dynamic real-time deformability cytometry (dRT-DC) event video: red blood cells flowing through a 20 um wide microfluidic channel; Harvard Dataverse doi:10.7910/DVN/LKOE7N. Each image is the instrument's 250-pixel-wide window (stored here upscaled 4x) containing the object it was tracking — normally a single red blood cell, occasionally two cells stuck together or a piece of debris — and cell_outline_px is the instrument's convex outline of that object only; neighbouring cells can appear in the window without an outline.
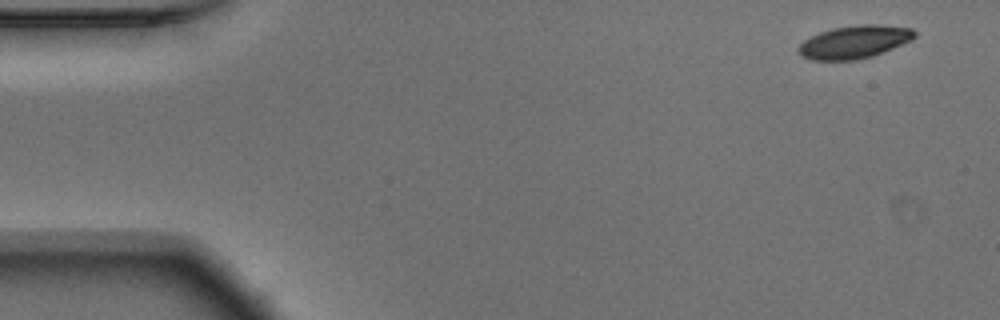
{"species": "Egyptian fruit bat (a non-hibernating species)", "species_latin": "Rousettus aegyptiacus", "temperature_condition": "warm", "stored_images_in_passage": 52, "camera_frame_rate_fps": 3000, "um_per_image_px": 0.085, "animal": {"sex": "male"}, "frame": {"image": 1, "passage_image": 1, "time_ms": 0.0, "image_size_px": [1000, 320], "cell_outline_px": [[916, 36], [912, 40], [872, 56], [856, 60], [812, 60], [800, 56], [796, 48], [804, 40], [820, 32], [832, 28], [856, 24], [880, 24], [912, 28], [916, 32]], "centroid_in_image_um": [72.61, 3.56], "position_along_channel_um": 12.4, "area_um2": 22.43}}
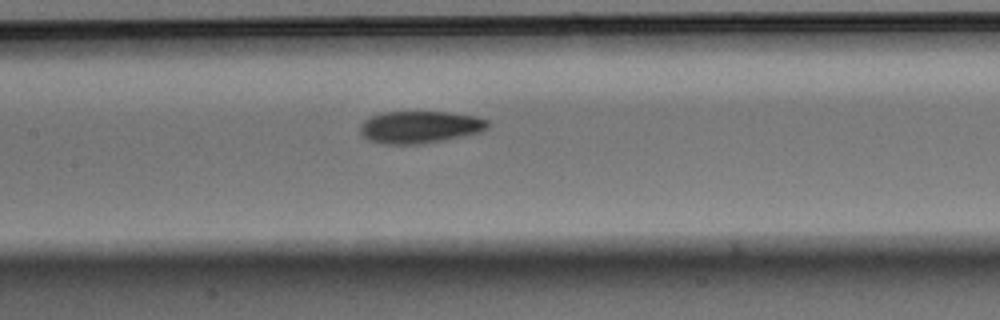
{"frame": {"image": 2, "passage_image": 23, "time_ms": 7.333, "image_size_px": [1000, 320], "cell_outline_px": [[488, 128], [480, 132], [464, 136], [424, 144], [380, 144], [368, 140], [360, 132], [360, 124], [368, 116], [380, 112], [448, 112], [476, 116], [488, 120]], "centroid_in_image_um": [35.66, 10.8], "position_along_channel_um": 171.7, "area_um2": 24.28}}
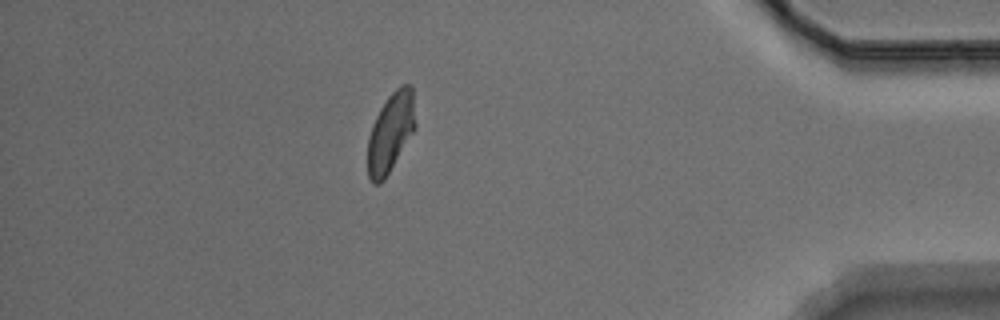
{"frame": {"image": 3, "passage_image": 45, "time_ms": 14.667, "image_size_px": [1000, 320], "cell_outline_px": [[416, 128], [384, 180], [380, 184], [372, 184], [368, 176], [368, 136], [372, 124], [380, 108], [388, 96], [400, 84], [408, 84], [412, 88], [416, 124]], "centroid_in_image_um": [33.2, 11.26], "position_along_channel_um": 402.0, "area_um2": 22.14}, "authors_computed_cell_mechanics": {"area_um2": 23.2645, "velocity_mm_per_s": 3.7338, "shape_relaxation_time_tau1_ms": 3.7097, "shape_relaxation_time_tau2_ms": 6.5137, "deformation_change_tau1": 0.1531, "deformation_change_tau2": 0.0838}}